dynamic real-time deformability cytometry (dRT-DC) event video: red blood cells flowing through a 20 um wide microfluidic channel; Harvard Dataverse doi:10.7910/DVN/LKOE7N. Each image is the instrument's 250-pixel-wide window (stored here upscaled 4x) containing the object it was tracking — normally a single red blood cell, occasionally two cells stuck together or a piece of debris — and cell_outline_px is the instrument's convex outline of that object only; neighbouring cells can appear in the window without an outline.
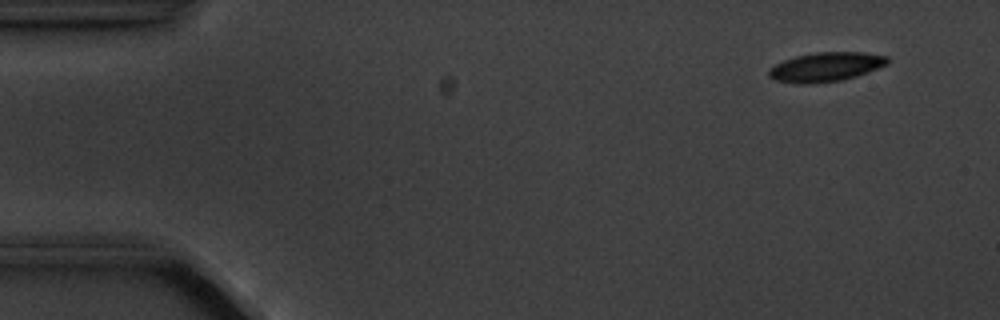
{"species": "common noctule bat (a hibernating species)", "species_latin": "Nyctalus noctula", "temperature_condition": "cold", "stored_images_in_passage": 9, "camera_frame_rate_fps": 3000, "um_per_image_px": 0.085, "animal": {"sex": "male", "body_mass_g": 20.1, "forearm_length_mm": 53.5}, "frame": {"image": 1, "passage_image": 1, "time_ms": 0.0, "image_size_px": [1000, 320], "cell_outline_px": [[888, 64], [856, 76], [840, 80], [808, 84], [800, 84], [776, 80], [768, 76], [768, 68], [784, 60], [796, 56], [816, 52], [864, 52], [888, 56]], "centroid_in_image_um": [70.18, 5.68], "position_along_channel_um": 14.8, "area_um2": 20.11}}